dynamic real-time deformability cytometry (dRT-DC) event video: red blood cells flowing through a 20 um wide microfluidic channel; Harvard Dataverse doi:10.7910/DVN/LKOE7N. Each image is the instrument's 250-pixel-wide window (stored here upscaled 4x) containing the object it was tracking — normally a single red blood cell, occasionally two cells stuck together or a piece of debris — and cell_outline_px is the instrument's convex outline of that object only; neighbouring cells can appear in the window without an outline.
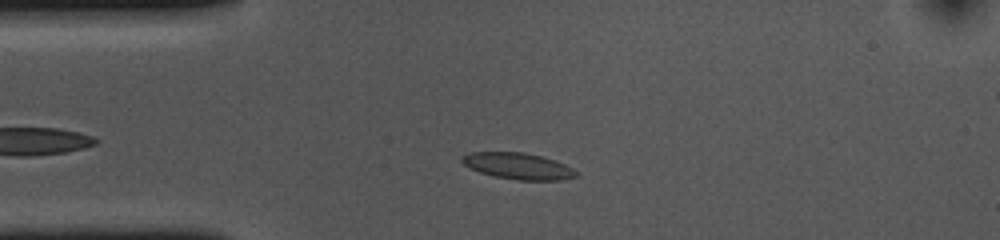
{"species": "common noctule bat (a hibernating species)", "species_latin": "Nyctalus noctula", "temperature_condition": "cold", "stored_images_in_passage": 50, "camera_frame_rate_fps": 3000, "um_per_image_px": 0.085, "animal": {"sex": "female", "body_mass_g": 10.0, "forearm_length_mm": 53.1}, "frame": {"image": 1, "passage_image": 8, "time_ms": 2.333, "image_size_px": [1000, 240], "cell_outline_px": [[580, 176], [560, 180], [516, 180], [492, 176], [480, 172], [464, 164], [460, 160], [460, 156], [472, 152], [524, 152], [556, 160], [572, 168]], "centroid_in_image_um": [44.04, 14.11], "position_along_channel_um": 41.0, "area_um2": 17.57}}
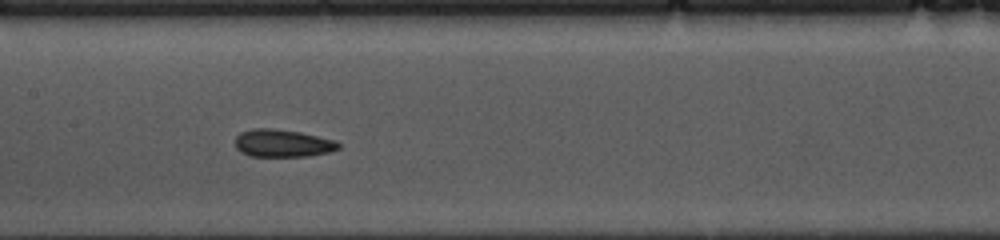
{"frame": {"image": 2, "passage_image": 21, "time_ms": 6.667, "image_size_px": [1000, 240], "cell_outline_px": [[340, 148], [328, 152], [308, 156], [248, 156], [240, 152], [236, 148], [236, 136], [240, 132], [252, 128], [272, 128], [300, 132], [336, 140], [340, 144]], "centroid_in_image_um": [24.0, 12.17], "position_along_channel_um": 183.4, "area_um2": 16.7}}
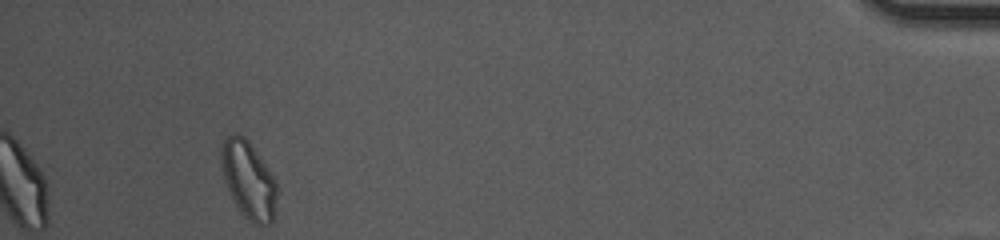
{"frame": {"image": 3, "passage_image": 46, "time_ms": 15.0, "image_size_px": [1000, 240], "cell_outline_px": [[276, 196], [272, 224], [252, 224], [240, 212], [232, 200], [224, 180], [220, 164], [220, 148], [224, 140], [232, 132], [236, 132], [244, 136], [248, 140], [276, 180]], "centroid_in_image_um": [21.08, 15.28], "position_along_channel_um": 414.1, "area_um2": 25.26}, "authors_computed_cell_mechanics": {"area_um2": 17.1955, "velocity_mm_per_s": 3.6459, "shape_relaxation_time_tau1_ms": 4.5793, "shape_relaxation_time_tau2_ms": 2.1322, "deformation_change_tau1": 0.0969, "deformation_change_tau2": 0.0801}}